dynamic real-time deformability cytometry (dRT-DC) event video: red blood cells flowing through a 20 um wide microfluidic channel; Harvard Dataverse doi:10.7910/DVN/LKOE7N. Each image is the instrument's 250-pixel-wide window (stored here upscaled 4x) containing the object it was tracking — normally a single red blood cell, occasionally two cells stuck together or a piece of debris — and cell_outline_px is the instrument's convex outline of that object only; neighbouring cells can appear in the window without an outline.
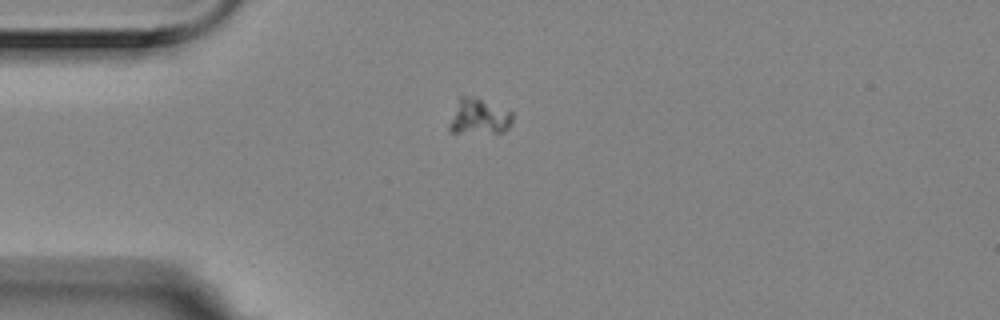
{"species": "Egyptian fruit bat (a non-hibernating species)", "species_latin": "Rousettus aegyptiacus", "temperature_condition": "room temperature", "stored_images_in_passage": 5, "camera_frame_rate_fps": 3000, "um_per_image_px": 0.085, "animal": {"sex": "female"}, "frame": {"image": 1, "passage_image": 1, "time_ms": 0.0, "image_size_px": [1000, 320], "cell_outline_px": [[512, 120], [508, 128], [504, 132], [448, 132], [448, 124], [460, 96], [468, 96], [480, 100], [512, 112]], "centroid_in_image_um": [40.68, 9.94], "position_along_channel_um": 44.3, "area_um2": 12.66}}
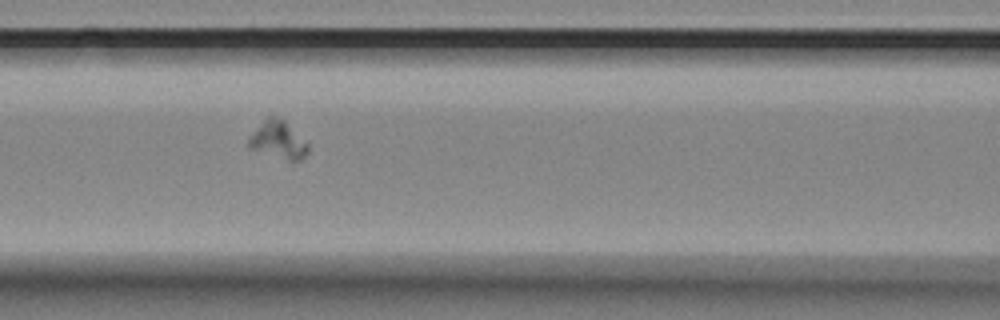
{"frame": {"image": 2, "passage_image": 4, "time_ms": 1.0, "image_size_px": [1000, 320], "cell_outline_px": [[308, 152], [300, 160], [288, 160], [248, 148], [248, 140], [264, 120], [268, 116], [276, 116], [284, 120], [308, 144]], "centroid_in_image_um": [23.65, 11.9], "position_along_channel_um": 142.9, "area_um2": 12.54}}
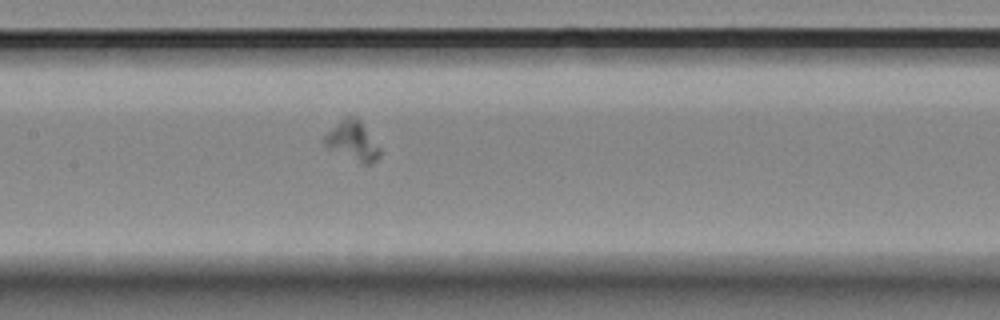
{"frame": {"image": 3, "passage_image": 5, "time_ms": 1.333, "image_size_px": [1000, 320], "cell_outline_px": [[380, 156], [372, 164], [364, 164], [328, 148], [324, 144], [324, 136], [328, 132], [348, 116], [356, 116], [360, 120], [380, 148]], "centroid_in_image_um": [30.01, 11.99], "position_along_channel_um": 177.4, "area_um2": 12.25}}